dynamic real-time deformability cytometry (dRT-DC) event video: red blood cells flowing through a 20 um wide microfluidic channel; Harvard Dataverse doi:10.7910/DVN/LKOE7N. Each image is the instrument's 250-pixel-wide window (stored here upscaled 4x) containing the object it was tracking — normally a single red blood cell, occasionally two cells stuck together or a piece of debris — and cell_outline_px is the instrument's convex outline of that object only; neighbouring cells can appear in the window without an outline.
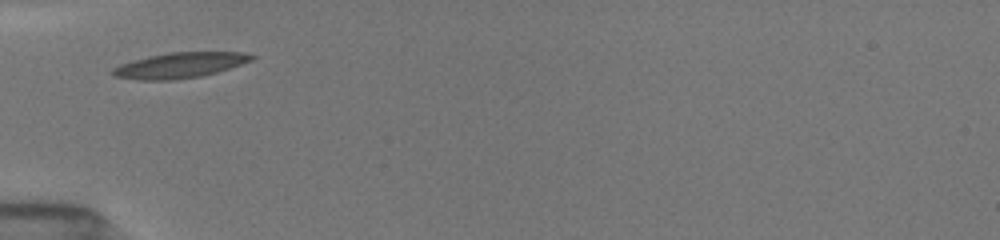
{"species": "common noctule bat (a hibernating species)", "species_latin": "Nyctalus noctula", "temperature_condition": "room temperature", "stored_images_in_passage": 57, "camera_frame_rate_fps": 3000, "um_per_image_px": 0.085, "animal": {"sex": "female", "body_mass_g": 19.5, "forearm_length_mm": 54.1}, "frame": {"image": 1, "passage_image": 1, "time_ms": 0.0, "image_size_px": [1000, 240], "cell_outline_px": [[256, 56], [252, 60], [216, 72], [200, 76], [172, 80], [140, 80], [116, 76], [112, 72], [112, 68], [120, 64], [132, 60], [148, 56], [168, 52], [244, 52]], "centroid_in_image_um": [15.27, 5.54], "position_along_channel_um": 69.7, "area_um2": 20.4}}
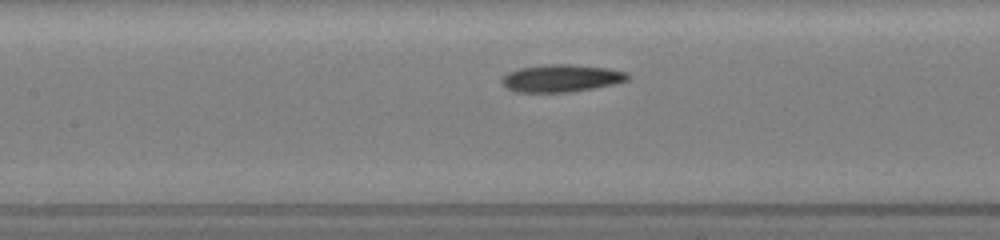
{"frame": {"image": 2, "passage_image": 14, "time_ms": 2.333, "image_size_px": [1000, 240], "cell_outline_px": [[632, 76], [628, 80], [612, 84], [572, 92], [516, 92], [508, 88], [500, 80], [508, 72], [520, 68], [544, 64], [572, 64], [608, 68], [628, 72]], "centroid_in_image_um": [47.74, 6.64], "position_along_channel_um": 159.7, "area_um2": 20.17}}
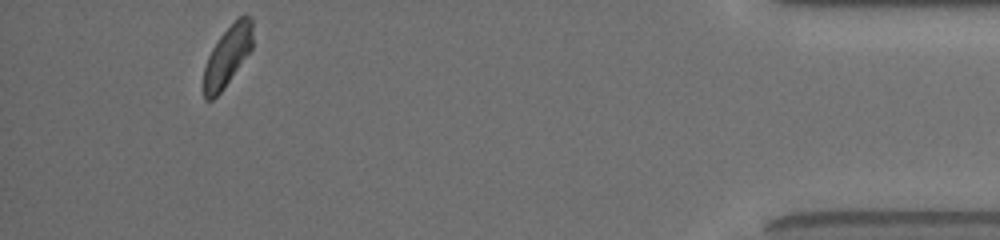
{"frame": {"image": 3, "passage_image": 50, "time_ms": 10.333, "image_size_px": [1000, 240], "cell_outline_px": [[252, 48], [224, 88], [212, 100], [204, 100], [204, 68], [208, 56], [212, 48], [220, 36], [244, 12], [252, 16]], "centroid_in_image_um": [19.34, 4.74], "position_along_channel_um": 415.9, "area_um2": 16.99}, "authors_computed_cell_mechanics": {"area_um2": 19.1896, "velocity_mm_per_s": 3.9162, "shape_relaxation_time_tau1_ms": 7.7455, "shape_relaxation_time_tau2_ms": 4.0726, "deformation_change_tau1": 0.1837, "deformation_change_tau2": 0.1015}}